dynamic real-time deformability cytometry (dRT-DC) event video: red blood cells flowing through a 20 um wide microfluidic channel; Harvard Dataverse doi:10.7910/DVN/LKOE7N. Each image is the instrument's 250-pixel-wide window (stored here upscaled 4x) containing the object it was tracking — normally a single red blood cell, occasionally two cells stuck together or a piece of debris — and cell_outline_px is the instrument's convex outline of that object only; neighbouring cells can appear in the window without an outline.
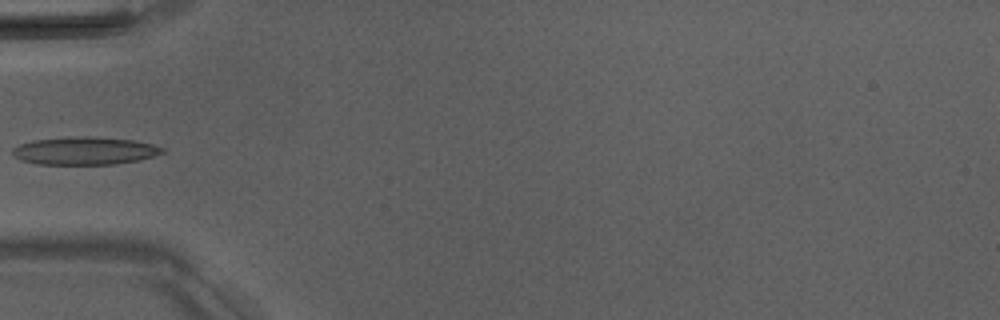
{"species": "Egyptian fruit bat (a non-hibernating species)", "species_latin": "Rousettus aegyptiacus", "temperature_condition": "room temperature", "stored_images_in_passage": 4, "camera_frame_rate_fps": 3000, "um_per_image_px": 0.085, "animal": {"sex": "male"}, "frame": {"image": 1, "passage_image": 4, "time_ms": 4.333, "image_size_px": [1000, 320], "cell_outline_px": [[164, 152], [140, 160], [116, 164], [36, 164], [20, 160], [12, 156], [12, 148], [20, 144], [32, 140], [84, 136], [88, 136], [132, 140], [152, 144], [164, 148]], "centroid_in_image_um": [7.16, 12.82], "position_along_channel_um": 77.8, "area_um2": 24.22}}